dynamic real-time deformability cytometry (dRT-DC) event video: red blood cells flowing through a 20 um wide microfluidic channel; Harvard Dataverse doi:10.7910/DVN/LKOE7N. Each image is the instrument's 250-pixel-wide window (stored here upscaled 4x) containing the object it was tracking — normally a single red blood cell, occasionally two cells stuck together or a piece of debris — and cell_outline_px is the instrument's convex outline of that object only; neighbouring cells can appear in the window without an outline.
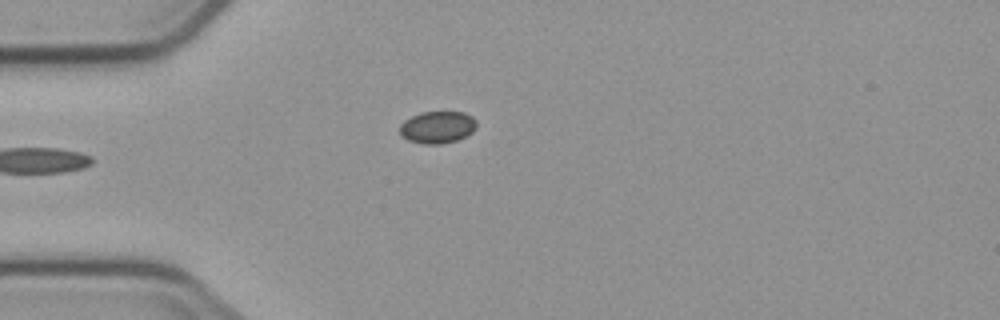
{"species": "common noctule bat (a hibernating species)", "species_latin": "Nyctalus noctula", "temperature_condition": "cold", "stored_images_in_passage": 8, "camera_frame_rate_fps": 3000, "um_per_image_px": 0.085, "animal": {"sex": "male", "body_mass_g": 23.1, "forearm_length_mm": 52.7}, "frame": {"image": 1, "passage_image": 5, "time_ms": 4.667, "image_size_px": [1000, 320], "cell_outline_px": [[476, 128], [472, 132], [456, 140], [440, 144], [424, 144], [408, 140], [400, 136], [400, 124], [404, 120], [420, 112], [464, 112], [472, 116], [476, 120]], "centroid_in_image_um": [37.16, 10.81], "position_along_channel_um": 47.8, "area_um2": 14.39}}
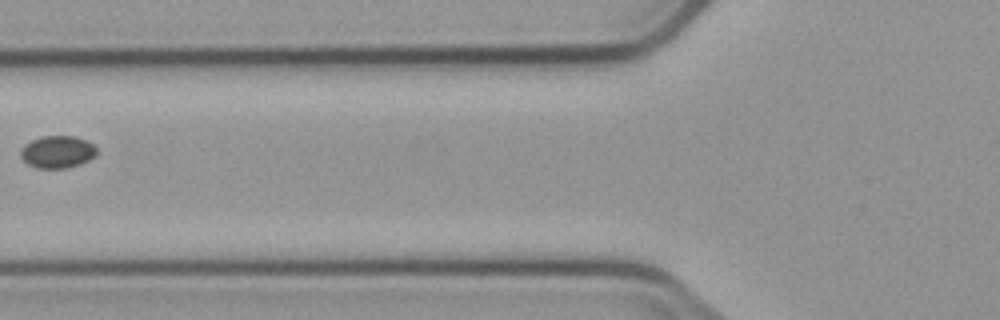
{"frame": {"image": 2, "passage_image": 7, "time_ms": 7.0, "image_size_px": [1000, 320], "cell_outline_px": [[96, 156], [80, 164], [68, 168], [36, 168], [28, 164], [20, 156], [20, 148], [24, 144], [32, 140], [44, 136], [72, 136], [88, 140], [96, 148]], "centroid_in_image_um": [4.87, 12.91], "position_along_channel_um": 120.9, "area_um2": 14.39}}
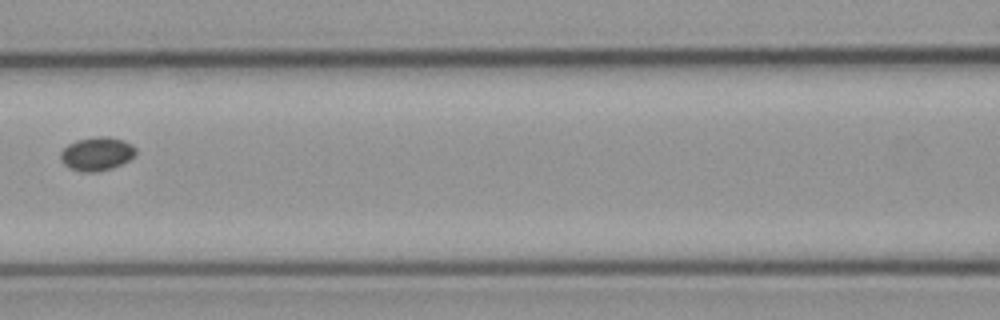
{"frame": {"image": 3, "passage_image": 8, "time_ms": 8.0, "image_size_px": [1000, 320], "cell_outline_px": [[136, 152], [128, 160], [112, 168], [96, 172], [80, 172], [64, 164], [60, 160], [60, 152], [68, 144], [76, 140], [96, 136], [108, 136], [124, 140], [132, 144], [136, 148]], "centroid_in_image_um": [8.22, 13.06], "position_along_channel_um": 158.4, "area_um2": 14.74}}